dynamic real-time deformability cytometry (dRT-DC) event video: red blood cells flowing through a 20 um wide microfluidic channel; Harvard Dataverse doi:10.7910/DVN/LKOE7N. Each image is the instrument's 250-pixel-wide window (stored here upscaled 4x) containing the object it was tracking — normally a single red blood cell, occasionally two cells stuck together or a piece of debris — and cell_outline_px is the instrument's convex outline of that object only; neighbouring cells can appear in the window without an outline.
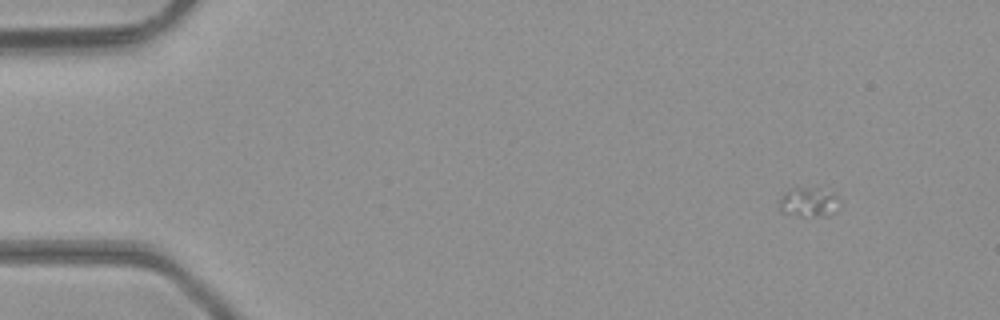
{"species": "common noctule bat (a hibernating species)", "species_latin": "Nyctalus noctula", "temperature_condition": "room temperature", "stored_images_in_passage": 4, "camera_frame_rate_fps": 3000, "um_per_image_px": 0.085, "animal": {"sex": "male", "body_mass_g": 23.1, "forearm_length_mm": 52.7}, "frame": {"image": 1, "passage_image": 1, "time_ms": 0.0, "image_size_px": [1000, 320], "cell_outline_px": [[836, 196], [832, 212], [828, 216], [800, 216], [780, 212], [780, 196], [788, 188], [816, 188], [832, 192]], "centroid_in_image_um": [68.62, 17.17], "position_along_channel_um": 16.4, "area_um2": 10.0}}